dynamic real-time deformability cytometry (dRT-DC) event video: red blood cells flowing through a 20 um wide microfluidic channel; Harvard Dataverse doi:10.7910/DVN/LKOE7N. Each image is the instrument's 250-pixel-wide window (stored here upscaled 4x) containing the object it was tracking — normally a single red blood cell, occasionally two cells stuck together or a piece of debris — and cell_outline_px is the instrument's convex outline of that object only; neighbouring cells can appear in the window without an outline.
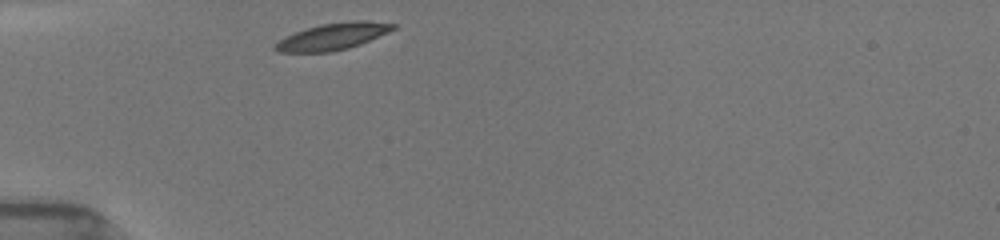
{"species": "common noctule bat (a hibernating species)", "species_latin": "Nyctalus noctula", "temperature_condition": "room temperature", "stored_images_in_passage": 31, "camera_frame_rate_fps": 3000, "um_per_image_px": 0.085, "animal": {"sex": "female", "body_mass_g": 19.5, "forearm_length_mm": 54.1}, "frame": {"image": 1, "passage_image": 1, "time_ms": 0.0, "image_size_px": [1000, 240], "cell_outline_px": [[396, 28], [388, 32], [360, 44], [348, 48], [332, 52], [280, 52], [272, 48], [272, 44], [284, 36], [320, 24], [352, 20], [364, 20], [396, 24]], "centroid_in_image_um": [28.25, 3.1], "position_along_channel_um": 56.8, "area_um2": 18.44}}
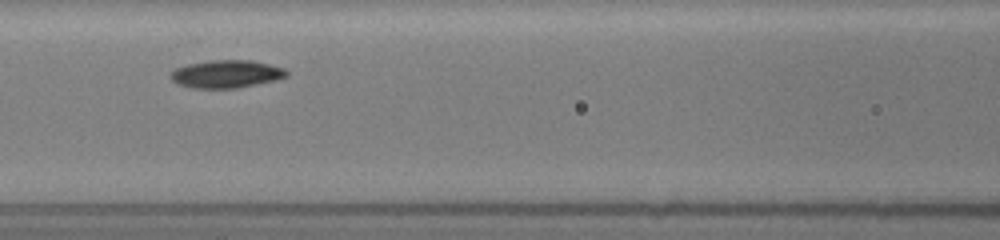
{"frame": {"image": 2, "passage_image": 7, "time_ms": 2.667, "image_size_px": [1000, 240], "cell_outline_px": [[288, 76], [276, 80], [236, 88], [192, 88], [176, 84], [168, 76], [176, 68], [188, 64], [208, 60], [252, 60], [284, 68], [288, 72]], "centroid_in_image_um": [19.22, 6.29], "position_along_channel_um": 147.4, "area_um2": 18.84}}
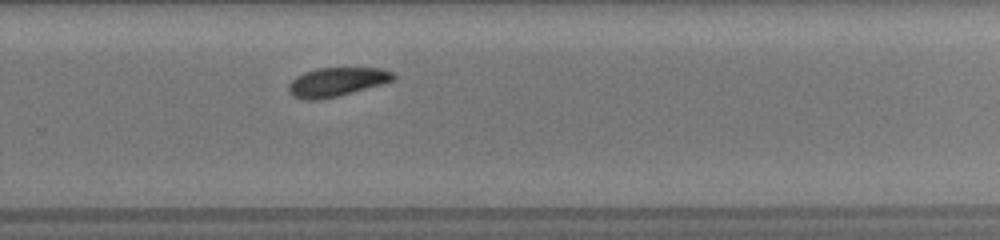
{"frame": {"image": 3, "passage_image": 24, "time_ms": 6.667, "image_size_px": [1000, 240], "cell_outline_px": [[396, 76], [392, 80], [384, 84], [320, 100], [304, 100], [292, 96], [288, 92], [288, 84], [296, 76], [304, 72], [316, 68], [384, 68], [392, 72]], "centroid_in_image_um": [28.59, 6.96], "position_along_channel_um": 301.2, "area_um2": 17.74}}